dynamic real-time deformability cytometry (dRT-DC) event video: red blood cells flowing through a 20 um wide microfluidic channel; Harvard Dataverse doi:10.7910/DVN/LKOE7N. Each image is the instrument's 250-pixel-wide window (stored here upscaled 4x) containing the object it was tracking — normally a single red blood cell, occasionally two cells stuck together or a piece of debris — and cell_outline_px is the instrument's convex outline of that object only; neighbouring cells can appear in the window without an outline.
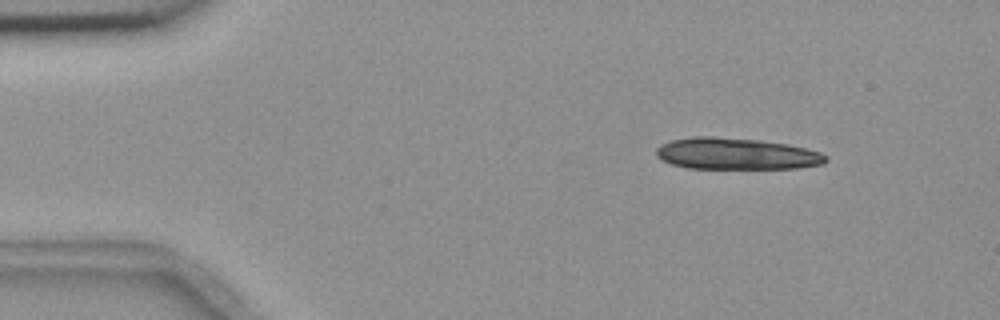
{"species": "common noctule bat (a hibernating species)", "species_latin": "Nyctalus noctula", "temperature_condition": "room temperature", "stored_images_in_passage": 4, "camera_frame_rate_fps": 3000, "um_per_image_px": 0.085, "animal": {"sex": "female", "body_mass_g": 18.4}, "frame": {"image": 1, "passage_image": 1, "time_ms": 0.0, "image_size_px": [1000, 320], "cell_outline_px": [[828, 160], [824, 164], [796, 168], [688, 168], [672, 164], [656, 156], [656, 148], [660, 144], [672, 140], [692, 136], [712, 136], [760, 140], [788, 144], [820, 152], [828, 156]], "centroid_in_image_um": [62.59, 13.06], "position_along_channel_um": 22.4, "area_um2": 31.21}}